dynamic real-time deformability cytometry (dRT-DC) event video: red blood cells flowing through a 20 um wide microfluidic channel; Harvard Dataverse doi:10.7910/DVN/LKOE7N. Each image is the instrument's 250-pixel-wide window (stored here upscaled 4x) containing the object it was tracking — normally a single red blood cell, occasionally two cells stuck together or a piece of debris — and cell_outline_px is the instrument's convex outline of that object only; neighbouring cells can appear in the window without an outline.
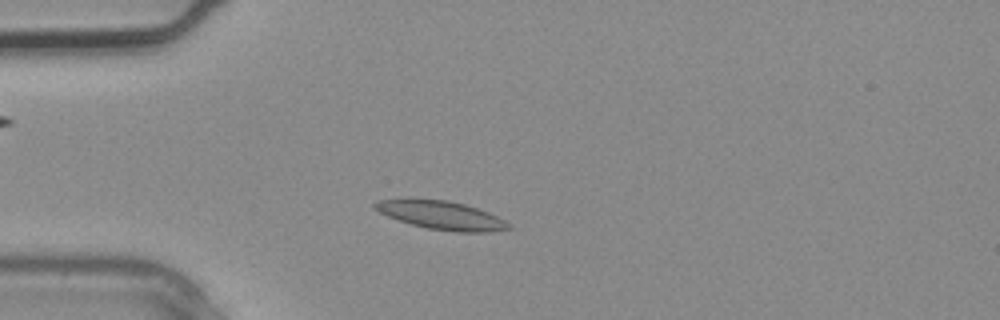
{"species": "common noctule bat (a hibernating species)", "species_latin": "Nyctalus noctula", "temperature_condition": "warm", "stored_images_in_passage": 3, "segment_of_instrument_passage": [1, 2], "camera_frame_rate_fps": 3000, "um_per_image_px": 0.085, "animal": {"sex": "male", "body_mass_g": 20.4}, "frame": {"image": 1, "passage_image": 2, "time_ms": 0.333, "image_size_px": [1000, 320], "cell_outline_px": [[512, 228], [488, 232], [452, 232], [428, 228], [412, 224], [388, 216], [372, 208], [372, 204], [376, 200], [408, 196], [416, 196], [448, 200], [464, 204], [488, 212], [504, 220]], "centroid_in_image_um": [37.4, 18.24], "position_along_channel_um": 47.6, "area_um2": 22.83}}